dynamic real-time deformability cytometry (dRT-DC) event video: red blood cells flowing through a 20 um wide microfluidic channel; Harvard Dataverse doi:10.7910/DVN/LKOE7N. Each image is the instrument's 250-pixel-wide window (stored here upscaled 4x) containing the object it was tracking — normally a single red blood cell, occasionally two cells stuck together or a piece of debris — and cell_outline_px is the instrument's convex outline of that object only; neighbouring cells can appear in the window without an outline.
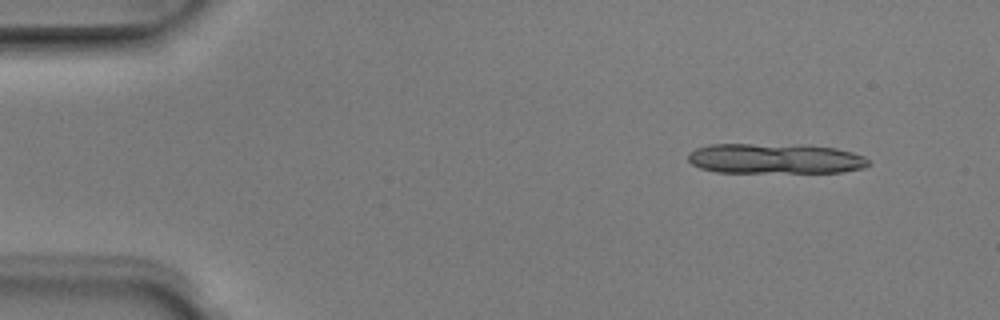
{"species": "Egyptian fruit bat (a non-hibernating species)", "species_latin": "Rousettus aegyptiacus", "temperature_condition": "room temperature", "stored_images_in_passage": 3, "camera_frame_rate_fps": 3000, "um_per_image_px": 0.085, "animal": {"sex": "male"}, "frame": {"image": 1, "passage_image": 1, "time_ms": 0.0, "image_size_px": [1000, 320], "cell_outline_px": [[868, 164], [864, 168], [844, 172], [716, 172], [700, 168], [692, 164], [688, 160], [688, 152], [696, 148], [708, 144], [808, 144], [836, 148], [852, 152], [864, 156], [868, 160]], "centroid_in_image_um": [65.88, 13.47], "position_along_channel_um": 19.1, "area_um2": 32.19}}